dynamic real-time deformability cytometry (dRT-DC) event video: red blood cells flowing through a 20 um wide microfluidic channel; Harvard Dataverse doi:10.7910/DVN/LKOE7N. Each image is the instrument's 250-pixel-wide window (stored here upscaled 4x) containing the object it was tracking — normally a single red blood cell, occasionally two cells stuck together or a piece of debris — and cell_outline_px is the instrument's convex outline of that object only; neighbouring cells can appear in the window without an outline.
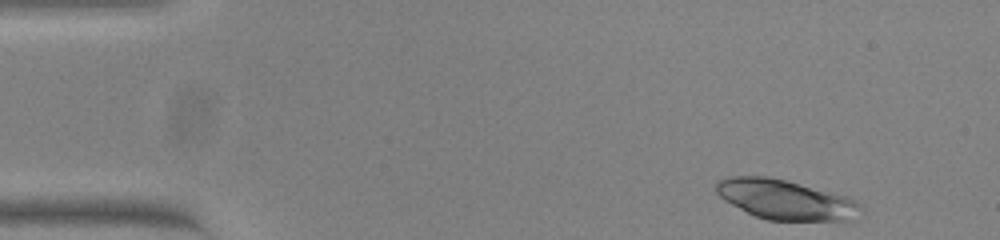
{"species": "common noctule bat (a hibernating species)", "species_latin": "Nyctalus noctula", "temperature_condition": "warm", "stored_images_in_passage": 49, "camera_frame_rate_fps": 3000, "um_per_image_px": 0.085, "animal": {"sex": "female", "body_mass_g": 23.0, "forearm_length_mm": 53.4}, "frame": {"image": 1, "passage_image": 1, "time_ms": 0.0, "image_size_px": [1000, 240], "cell_outline_px": [[864, 212], [852, 220], [768, 220], [756, 216], [724, 200], [716, 192], [716, 184], [720, 180], [728, 176], [768, 176], [784, 180], [844, 196], [856, 200], [860, 204]], "centroid_in_image_um": [66.78, 16.97], "position_along_channel_um": 18.2, "area_um2": 33.06}}